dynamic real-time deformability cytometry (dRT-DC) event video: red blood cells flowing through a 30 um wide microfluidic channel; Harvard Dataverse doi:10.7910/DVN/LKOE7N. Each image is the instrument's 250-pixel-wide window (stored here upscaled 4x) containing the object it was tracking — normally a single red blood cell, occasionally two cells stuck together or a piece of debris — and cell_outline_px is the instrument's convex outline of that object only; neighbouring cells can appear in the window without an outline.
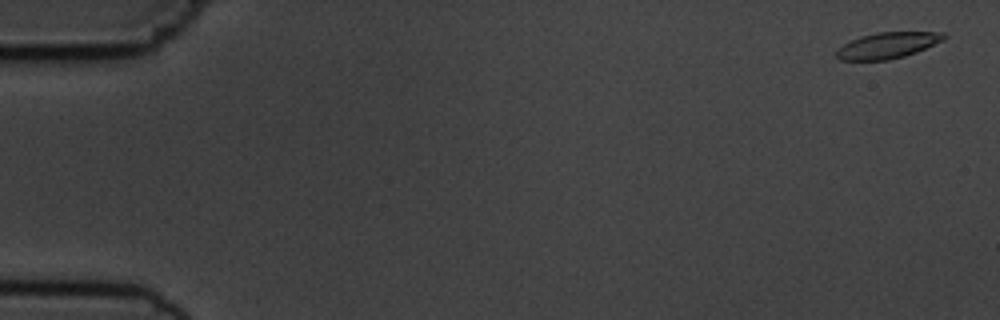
{"species": "common noctule bat (a hibernating species)", "species_latin": "Nyctalus noctula", "temperature_condition": "cold", "stored_images_in_passage": 11, "camera_frame_rate_fps": 3000, "um_per_image_px": 0.085, "animal": {"sex": "male", "body_mass_g": 19.5, "forearm_length_mm": 54.6}, "frame": {"image": 1, "passage_image": 1, "time_ms": 0.0, "image_size_px": [1000, 320], "cell_outline_px": [[948, 36], [944, 40], [916, 52], [904, 56], [888, 60], [840, 60], [836, 56], [836, 52], [844, 44], [860, 36], [876, 32], [944, 32]], "centroid_in_image_um": [75.47, 3.85], "position_along_channel_um": 9.5, "area_um2": 16.24}}
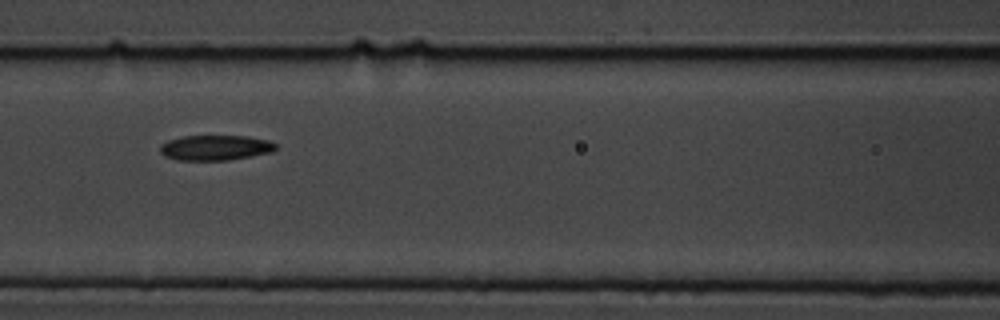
{"frame": {"image": 2, "passage_image": 7, "time_ms": 7.667, "image_size_px": [1000, 320], "cell_outline_px": [[276, 148], [272, 152], [228, 160], [176, 160], [164, 156], [160, 152], [160, 144], [168, 140], [184, 136], [248, 136], [268, 140], [276, 144]], "centroid_in_image_um": [18.28, 12.55], "position_along_channel_um": 148.3, "area_um2": 16.99}}
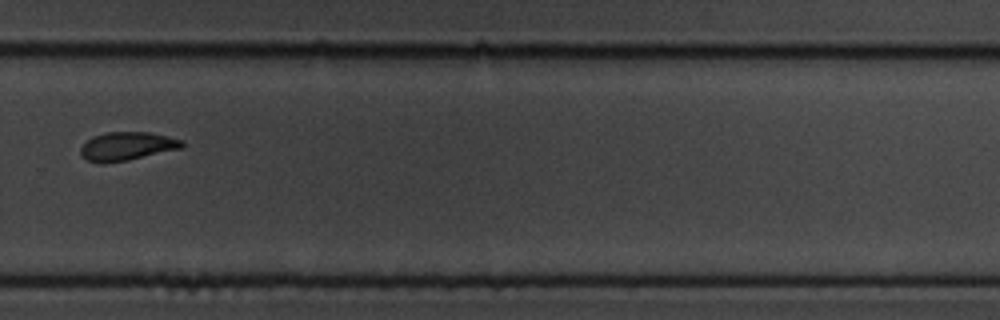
{"frame": {"image": 3, "passage_image": 11, "time_ms": 12.333, "image_size_px": [1000, 320], "cell_outline_px": [[184, 148], [128, 160], [100, 164], [88, 160], [80, 156], [80, 148], [92, 136], [108, 132], [152, 132], [184, 140]], "centroid_in_image_um": [10.82, 12.43], "position_along_channel_um": 319.0, "area_um2": 17.05}}